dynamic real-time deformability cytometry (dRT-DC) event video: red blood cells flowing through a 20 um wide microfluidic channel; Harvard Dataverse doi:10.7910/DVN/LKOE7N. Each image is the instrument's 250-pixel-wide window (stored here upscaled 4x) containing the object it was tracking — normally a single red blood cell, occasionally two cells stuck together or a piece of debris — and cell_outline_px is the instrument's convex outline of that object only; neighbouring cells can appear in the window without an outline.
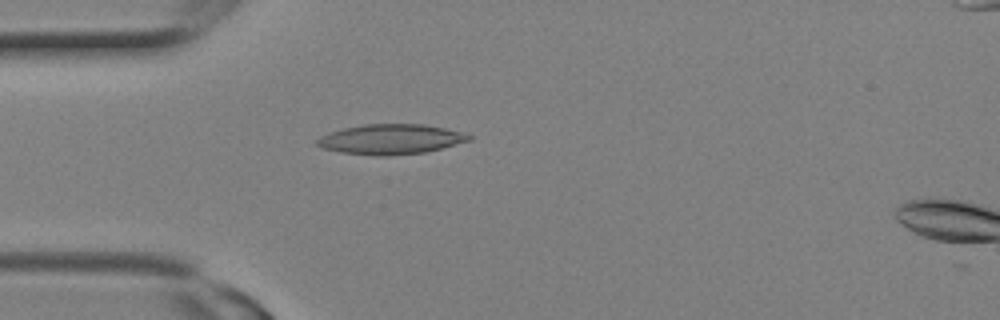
{"species": "Egyptian fruit bat (a non-hibernating species)", "species_latin": "Rousettus aegyptiacus", "temperature_condition": "room temperature", "stored_images_in_passage": 9, "camera_frame_rate_fps": 3000, "um_per_image_px": 0.085, "animal": {"sex": "female"}, "frame": {"image": 1, "passage_image": 7, "time_ms": 2.0, "image_size_px": [1000, 320], "cell_outline_px": [[472, 140], [424, 152], [388, 156], [376, 156], [340, 152], [324, 148], [316, 144], [316, 140], [320, 136], [344, 128], [364, 124], [424, 124], [444, 128], [460, 132], [472, 136]], "centroid_in_image_um": [33.2, 11.84], "position_along_channel_um": 51.8, "area_um2": 26.36}}
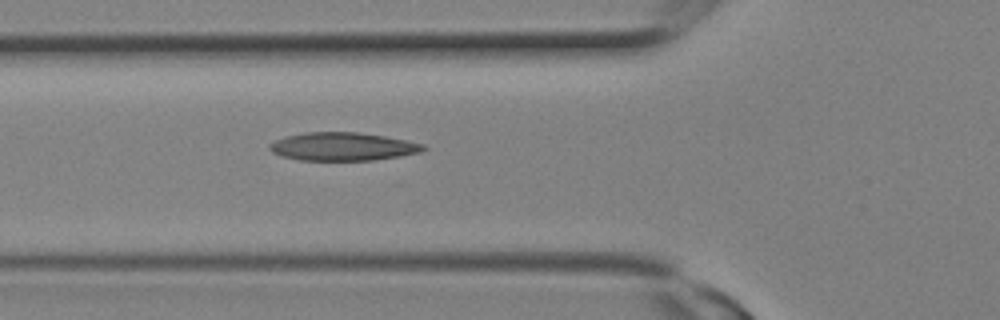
{"frame": {"image": 2, "passage_image": 9, "time_ms": 2.667, "image_size_px": [1000, 320], "cell_outline_px": [[428, 148], [420, 152], [400, 156], [372, 160], [300, 160], [280, 156], [272, 152], [268, 148], [268, 144], [276, 140], [288, 136], [304, 132], [356, 132], [384, 136], [424, 144]], "centroid_in_image_um": [29.11, 12.46], "position_along_channel_um": 96.7, "area_um2": 25.14}}